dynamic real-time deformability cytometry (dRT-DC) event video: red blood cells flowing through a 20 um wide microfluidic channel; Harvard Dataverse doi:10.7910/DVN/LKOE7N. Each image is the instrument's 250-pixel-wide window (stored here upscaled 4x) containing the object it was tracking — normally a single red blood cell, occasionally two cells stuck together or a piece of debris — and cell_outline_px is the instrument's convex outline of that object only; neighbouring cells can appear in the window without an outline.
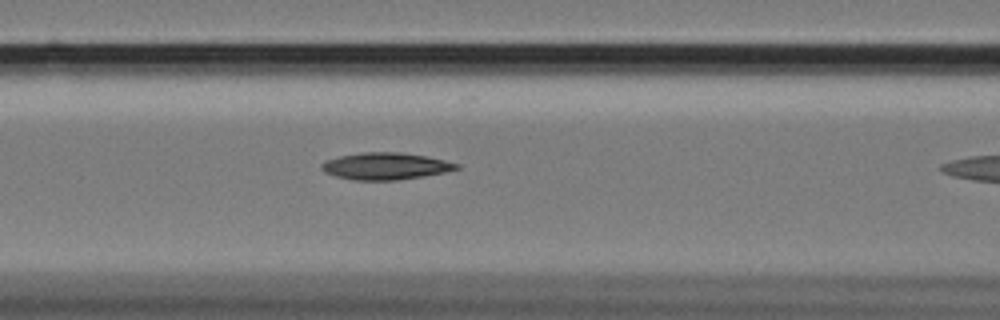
{"species": "Egyptian fruit bat (a non-hibernating species)", "species_latin": "Rousettus aegyptiacus", "temperature_condition": "cold", "stored_images_in_passage": 35, "camera_frame_rate_fps": 3000, "um_per_image_px": 0.085, "animal": {"sex": "female"}, "frame": {"image": 1, "passage_image": 12, "time_ms": 3.667, "image_size_px": [1000, 320], "cell_outline_px": [[460, 168], [444, 172], [424, 176], [396, 180], [352, 180], [336, 176], [324, 172], [320, 168], [320, 164], [324, 160], [340, 156], [364, 152], [400, 152], [424, 156], [444, 160], [460, 164]], "centroid_in_image_um": [32.73, 14.12], "position_along_channel_um": 133.9, "area_um2": 21.15}}
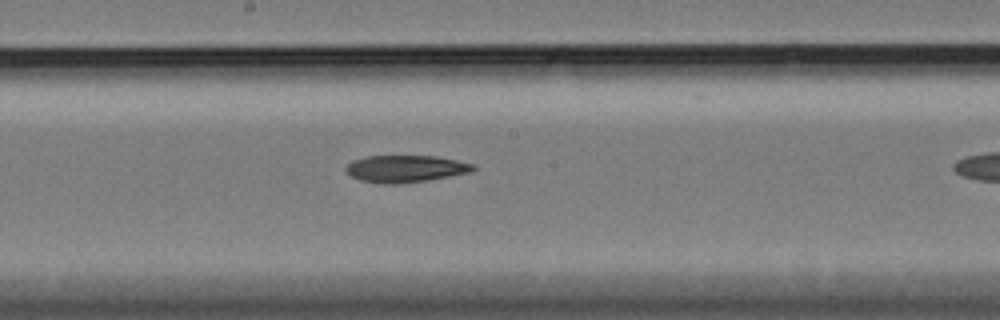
{"frame": {"image": 2, "passage_image": 19, "time_ms": 6.0, "image_size_px": [1000, 320], "cell_outline_px": [[476, 168], [472, 172], [428, 180], [396, 184], [384, 184], [360, 180], [352, 176], [344, 168], [352, 160], [364, 156], [436, 156], [456, 160], [472, 164]], "centroid_in_image_um": [34.45, 14.34], "position_along_channel_um": 213.7, "area_um2": 20.0}}
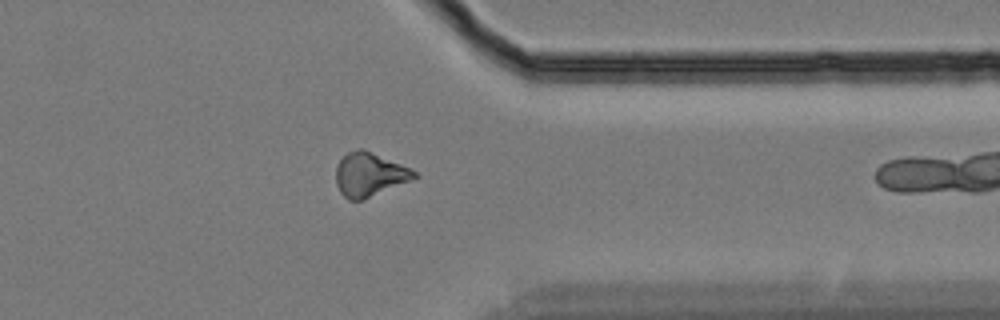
{"frame": {"image": 3, "passage_image": 34, "time_ms": 11.0, "image_size_px": [1000, 320], "cell_outline_px": [[420, 176], [364, 200], [348, 200], [340, 192], [336, 184], [336, 168], [340, 160], [348, 152], [360, 148], [364, 148], [400, 164], [416, 172]], "centroid_in_image_um": [31.39, 14.84], "position_along_channel_um": 380.0, "area_um2": 19.88}}